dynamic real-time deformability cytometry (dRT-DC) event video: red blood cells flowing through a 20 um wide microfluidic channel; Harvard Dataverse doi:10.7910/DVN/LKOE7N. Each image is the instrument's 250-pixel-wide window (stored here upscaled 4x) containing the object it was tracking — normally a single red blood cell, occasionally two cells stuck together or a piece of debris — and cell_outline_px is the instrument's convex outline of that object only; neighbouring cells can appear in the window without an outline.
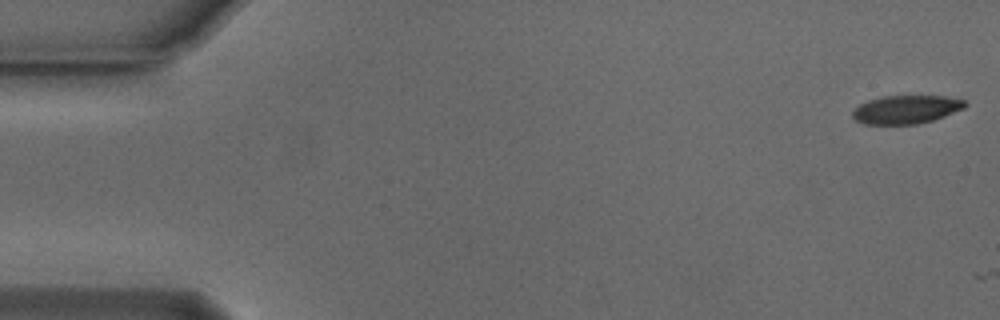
{"species": "Egyptian fruit bat (a non-hibernating species)", "species_latin": "Rousettus aegyptiacus", "temperature_condition": "cold", "stored_images_in_passage": 2, "camera_frame_rate_fps": 3000, "um_per_image_px": 0.085, "animal": {"sex": "male"}, "frame": {"image": 1, "passage_image": 1, "time_ms": 0.0, "image_size_px": [1000, 320], "cell_outline_px": [[968, 104], [964, 108], [944, 116], [932, 120], [916, 124], [864, 124], [856, 120], [852, 116], [852, 112], [860, 104], [868, 100], [884, 96], [944, 96], [964, 100]], "centroid_in_image_um": [77.02, 9.3], "position_along_channel_um": 8.0, "area_um2": 18.44}}